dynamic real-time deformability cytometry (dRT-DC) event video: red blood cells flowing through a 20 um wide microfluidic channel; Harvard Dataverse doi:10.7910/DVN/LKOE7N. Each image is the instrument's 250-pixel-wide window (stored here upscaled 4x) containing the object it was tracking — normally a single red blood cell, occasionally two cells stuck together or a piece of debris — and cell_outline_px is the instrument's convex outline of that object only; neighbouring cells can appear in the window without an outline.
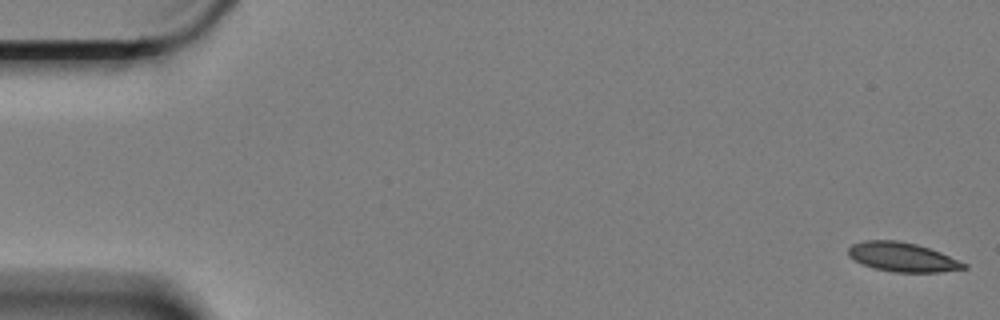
{"species": "Egyptian fruit bat (a non-hibernating species)", "species_latin": "Rousettus aegyptiacus", "temperature_condition": "cold", "stored_images_in_passage": 6, "camera_frame_rate_fps": 3000, "um_per_image_px": 0.085, "animal": {"sex": "female"}, "frame": {"image": 1, "passage_image": 1, "time_ms": 0.0, "image_size_px": [1000, 320], "cell_outline_px": [[968, 268], [940, 272], [896, 272], [876, 268], [864, 264], [848, 256], [848, 248], [852, 244], [864, 240], [896, 240], [916, 244], [940, 252], [968, 264]], "centroid_in_image_um": [76.72, 21.84], "position_along_channel_um": 8.3, "area_um2": 19.48}}